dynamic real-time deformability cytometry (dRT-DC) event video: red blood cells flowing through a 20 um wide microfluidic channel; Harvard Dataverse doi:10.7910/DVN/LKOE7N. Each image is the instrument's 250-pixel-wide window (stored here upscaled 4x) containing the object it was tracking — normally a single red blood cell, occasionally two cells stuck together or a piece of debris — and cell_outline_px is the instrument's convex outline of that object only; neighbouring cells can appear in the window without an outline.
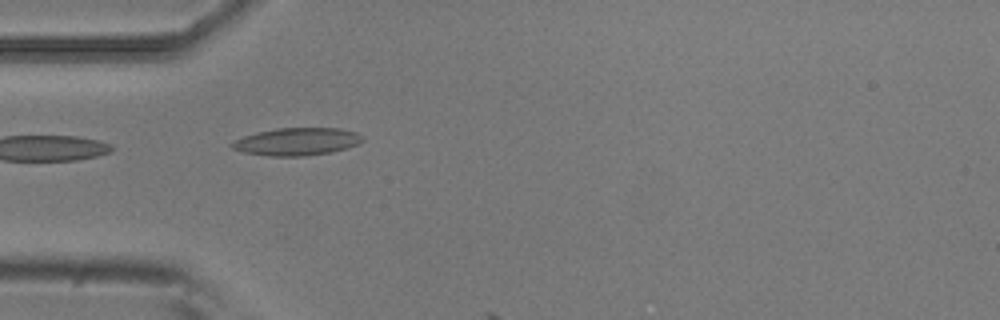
{"species": "common noctule bat (a hibernating species)", "species_latin": "Nyctalus noctula", "temperature_condition": "room temperature", "stored_images_in_passage": 6, "camera_frame_rate_fps": 3000, "um_per_image_px": 0.085, "animal": {"sex": "male", "body_mass_g": 20.5, "forearm_length_mm": 52.5}, "frame": {"image": 1, "passage_image": 5, "time_ms": 1.333, "image_size_px": [1000, 320], "cell_outline_px": [[364, 140], [356, 144], [332, 152], [304, 156], [268, 156], [244, 152], [232, 148], [228, 144], [244, 136], [256, 132], [276, 128], [340, 128], [356, 132], [364, 136]], "centroid_in_image_um": [25.23, 12.03], "position_along_channel_um": 59.8, "area_um2": 20.98}}